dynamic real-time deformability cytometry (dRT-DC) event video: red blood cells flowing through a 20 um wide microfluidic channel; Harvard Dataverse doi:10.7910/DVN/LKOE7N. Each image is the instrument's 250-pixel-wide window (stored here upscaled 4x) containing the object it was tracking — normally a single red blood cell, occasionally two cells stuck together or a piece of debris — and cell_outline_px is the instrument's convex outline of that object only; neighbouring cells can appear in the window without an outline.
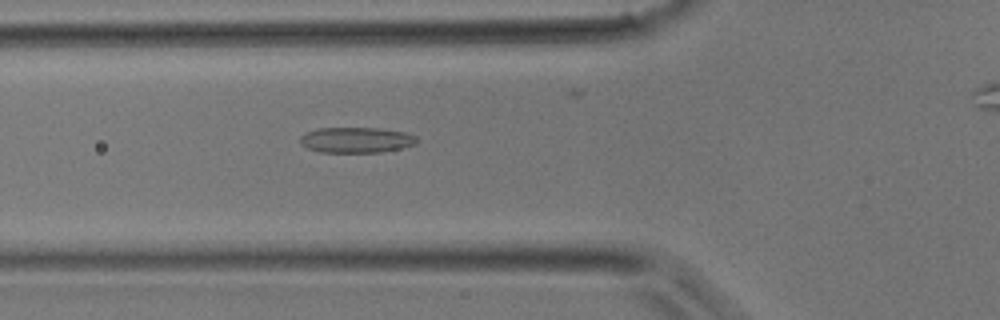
{"species": "common noctule bat (a hibernating species)", "species_latin": "Nyctalus noctula", "temperature_condition": "room temperature", "stored_images_in_passage": 28, "camera_frame_rate_fps": 3000, "um_per_image_px": 0.085, "animal": {"sex": "male", "body_mass_g": 17.9}, "frame": {"image": 1, "passage_image": 8, "time_ms": 2.333, "image_size_px": [1000, 320], "cell_outline_px": [[416, 144], [400, 148], [380, 152], [320, 152], [308, 148], [300, 144], [300, 136], [304, 132], [316, 128], [380, 128], [404, 132], [416, 136]], "centroid_in_image_um": [30.23, 11.89], "position_along_channel_um": 95.6, "area_um2": 17.4}}
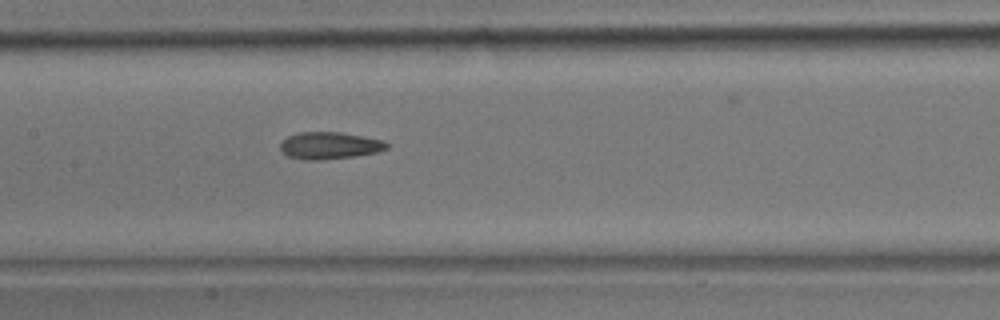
{"frame": {"image": 2, "passage_image": 13, "time_ms": 4.0, "image_size_px": [1000, 320], "cell_outline_px": [[388, 148], [376, 152], [356, 156], [320, 160], [308, 160], [288, 156], [280, 148], [280, 144], [288, 136], [300, 132], [340, 132], [384, 140], [388, 144]], "centroid_in_image_um": [28.03, 12.37], "position_along_channel_um": 179.4, "area_um2": 16.65}}
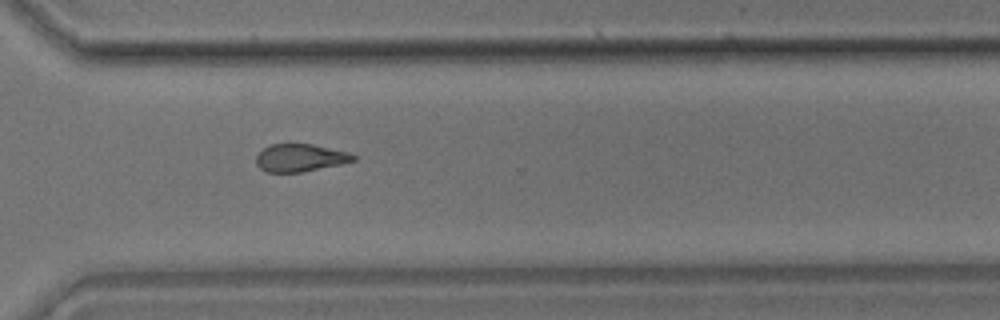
{"frame": {"image": 3, "passage_image": 23, "time_ms": 7.333, "image_size_px": [1000, 320], "cell_outline_px": [[356, 160], [340, 164], [300, 172], [268, 172], [260, 168], [256, 164], [256, 156], [264, 148], [272, 144], [312, 144], [348, 152], [356, 156]], "centroid_in_image_um": [25.51, 13.41], "position_along_channel_um": 345.1, "area_um2": 15.43}}